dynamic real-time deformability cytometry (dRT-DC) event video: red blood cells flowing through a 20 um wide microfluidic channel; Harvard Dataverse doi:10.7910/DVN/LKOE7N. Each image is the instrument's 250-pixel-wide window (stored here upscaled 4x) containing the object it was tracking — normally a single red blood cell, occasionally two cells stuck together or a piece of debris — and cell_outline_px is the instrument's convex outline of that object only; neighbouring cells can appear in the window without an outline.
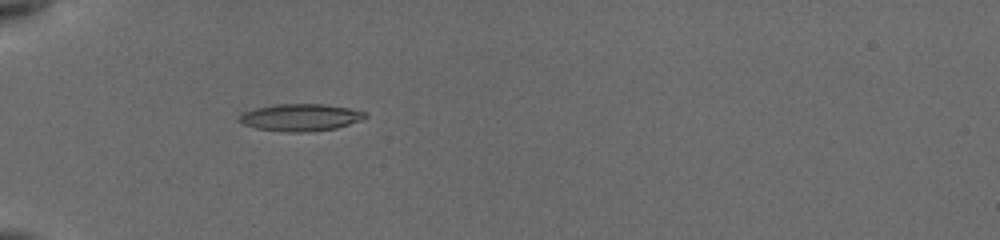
{"species": "common noctule bat (a hibernating species)", "species_latin": "Nyctalus noctula", "temperature_condition": "cold", "stored_images_in_passage": 12, "camera_frame_rate_fps": 3000, "um_per_image_px": 0.085, "animal": {"sex": "female", "body_mass_g": 19.5, "forearm_length_mm": 54.1}, "frame": {"image": 1, "passage_image": 10, "time_ms": 6.667, "image_size_px": [1000, 240], "cell_outline_px": [[368, 116], [360, 120], [336, 128], [300, 132], [288, 132], [256, 128], [244, 124], [236, 120], [240, 112], [256, 108], [276, 104], [324, 104], [348, 108], [364, 112]], "centroid_in_image_um": [25.47, 9.97], "position_along_channel_um": 59.5, "area_um2": 19.77}}
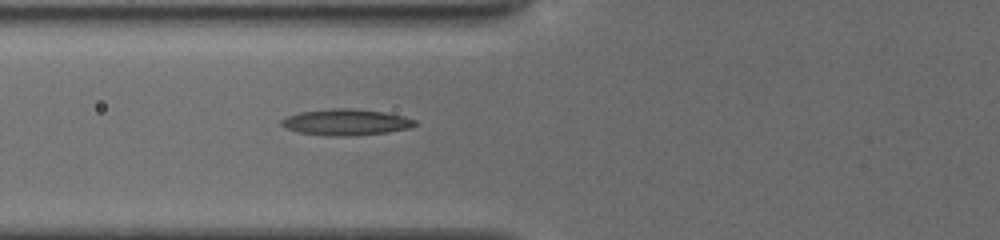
{"frame": {"image": 2, "passage_image": 12, "time_ms": 8.0, "image_size_px": [1000, 240], "cell_outline_px": [[416, 124], [408, 128], [388, 132], [344, 136], [328, 136], [300, 132], [284, 128], [280, 124], [280, 120], [288, 116], [300, 112], [332, 108], [352, 108], [384, 112], [404, 116], [416, 120]], "centroid_in_image_um": [29.38, 10.38], "position_along_channel_um": 96.4, "area_um2": 20.29}}